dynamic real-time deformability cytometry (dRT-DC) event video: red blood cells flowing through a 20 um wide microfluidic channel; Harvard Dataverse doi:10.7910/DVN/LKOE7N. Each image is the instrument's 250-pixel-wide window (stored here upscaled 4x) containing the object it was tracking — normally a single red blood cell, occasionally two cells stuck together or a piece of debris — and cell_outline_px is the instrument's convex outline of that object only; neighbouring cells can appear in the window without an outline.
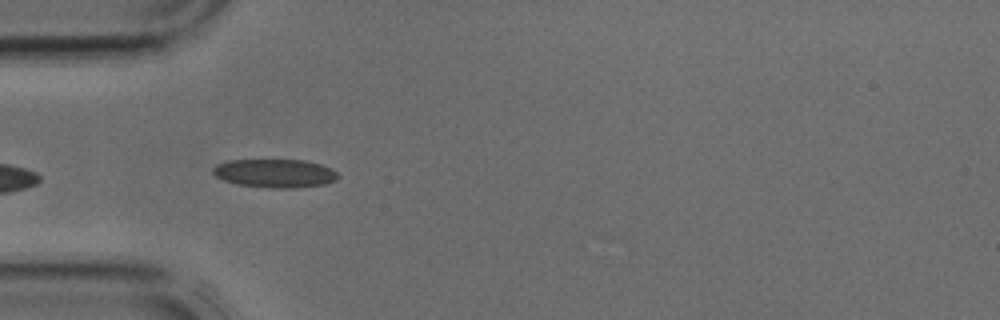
{"species": "common noctule bat (a hibernating species)", "species_latin": "Nyctalus noctula", "temperature_condition": "cold", "stored_images_in_passage": 12, "camera_frame_rate_fps": 3000, "um_per_image_px": 0.085, "animal": {"sex": "male", "body_mass_g": 17.9, "forearm_length_mm": 54.2}, "frame": {"image": 1, "passage_image": 3, "time_ms": 0.667, "image_size_px": [1000, 320], "cell_outline_px": [[340, 176], [336, 180], [324, 184], [292, 188], [268, 188], [236, 184], [224, 180], [216, 176], [212, 172], [212, 168], [216, 164], [228, 160], [304, 160], [320, 164], [336, 172]], "centroid_in_image_um": [23.33, 14.73], "position_along_channel_um": 61.7, "area_um2": 20.75}}